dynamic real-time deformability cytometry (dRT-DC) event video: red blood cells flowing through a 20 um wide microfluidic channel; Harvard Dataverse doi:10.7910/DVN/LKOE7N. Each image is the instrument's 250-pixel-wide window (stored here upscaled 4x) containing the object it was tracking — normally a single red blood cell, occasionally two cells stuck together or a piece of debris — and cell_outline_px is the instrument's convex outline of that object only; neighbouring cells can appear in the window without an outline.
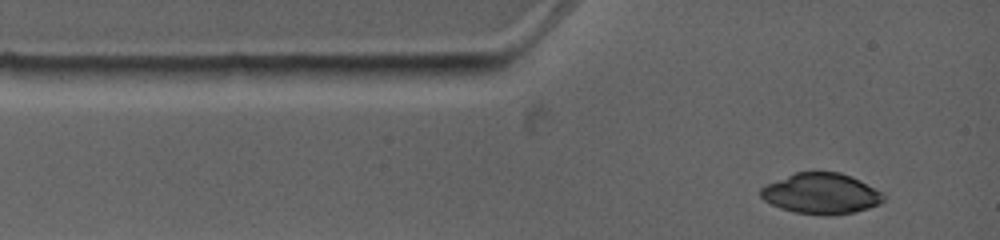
{"species": "common noctule bat (a hibernating species)", "species_latin": "Nyctalus noctula", "temperature_condition": "warm", "stored_images_in_passage": 3, "camera_frame_rate_fps": 4500, "um_per_image_px": 0.085, "animal": {"sex": "female", "body_mass_g": 19.0, "forearm_length_mm": 53.3}, "frame": {"image": 1, "passage_image": 1, "time_ms": 0.0, "image_size_px": [1000, 240], "cell_outline_px": [[884, 200], [880, 204], [868, 208], [852, 212], [832, 216], [820, 216], [796, 212], [780, 208], [764, 200], [760, 196], [760, 188], [768, 184], [796, 172], [840, 172], [852, 176], [884, 192]], "centroid_in_image_um": [69.84, 16.46], "position_along_channel_um": 15.2, "area_um2": 29.25}}